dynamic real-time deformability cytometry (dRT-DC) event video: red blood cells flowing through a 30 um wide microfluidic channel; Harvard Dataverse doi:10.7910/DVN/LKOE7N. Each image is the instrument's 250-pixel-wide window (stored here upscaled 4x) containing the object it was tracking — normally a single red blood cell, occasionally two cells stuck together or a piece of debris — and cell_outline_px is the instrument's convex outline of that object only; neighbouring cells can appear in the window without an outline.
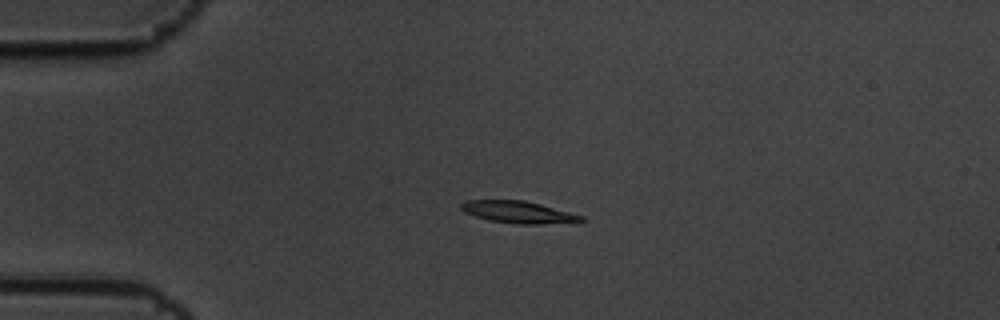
{"species": "common noctule bat (a hibernating species)", "species_latin": "Nyctalus noctula", "temperature_condition": "cold", "stored_images_in_passage": 5, "camera_frame_rate_fps": 3000, "um_per_image_px": 0.085, "animal": {"sex": "male", "body_mass_g": 19.5, "forearm_length_mm": 54.6}, "frame": {"image": 1, "passage_image": 5, "time_ms": 1.333, "image_size_px": [1000, 320], "cell_outline_px": [[588, 220], [536, 224], [516, 224], [488, 220], [464, 212], [460, 208], [460, 204], [464, 200], [524, 200], [540, 204], [584, 216]], "centroid_in_image_um": [44.01, 18.02], "position_along_channel_um": 41.0, "area_um2": 15.26}}